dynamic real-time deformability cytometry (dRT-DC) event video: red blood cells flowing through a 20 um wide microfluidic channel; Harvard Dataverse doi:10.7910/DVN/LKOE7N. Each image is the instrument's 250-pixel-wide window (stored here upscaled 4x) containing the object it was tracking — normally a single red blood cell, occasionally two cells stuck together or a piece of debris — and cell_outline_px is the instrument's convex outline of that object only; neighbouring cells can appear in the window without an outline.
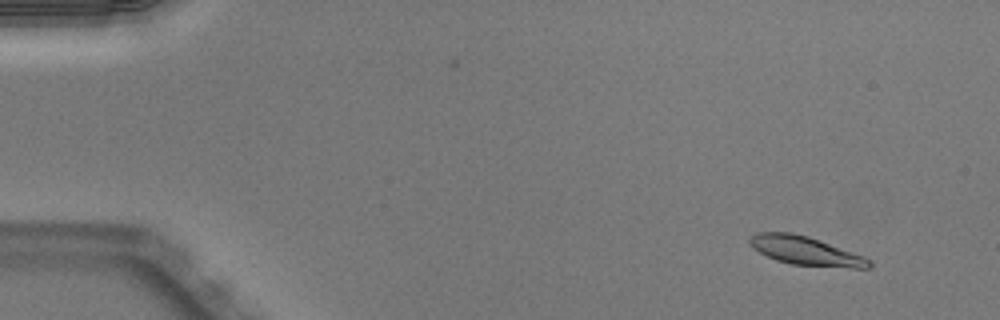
{"species": "Egyptian fruit bat (a non-hibernating species)", "species_latin": "Rousettus aegyptiacus", "temperature_condition": "warm", "stored_images_in_passage": 51, "camera_frame_rate_fps": 3000, "um_per_image_px": 0.085, "animal": {"sex": "male"}, "frame": {"image": 1, "passage_image": 4, "time_ms": 1.0, "image_size_px": [1000, 320], "cell_outline_px": [[872, 264], [868, 268], [852, 268], [792, 264], [776, 260], [752, 248], [748, 240], [756, 232], [792, 232], [808, 236], [864, 256], [872, 260]], "centroid_in_image_um": [68.48, 21.31], "position_along_channel_um": 16.5, "area_um2": 19.88}}
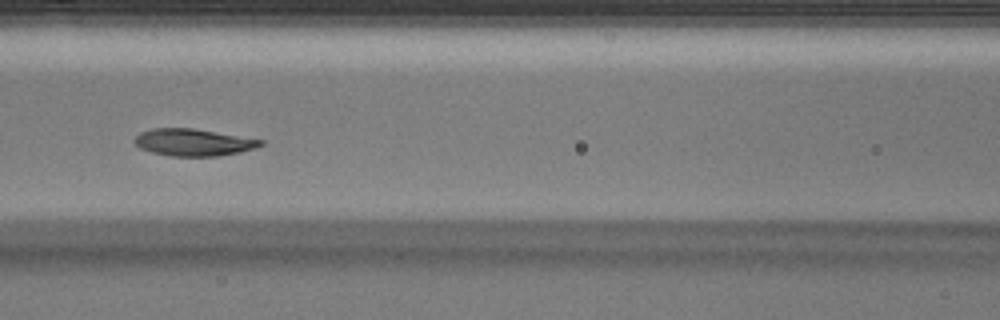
{"frame": {"image": 2, "passage_image": 23, "time_ms": 7.333, "image_size_px": [1000, 320], "cell_outline_px": [[264, 144], [256, 148], [240, 152], [216, 156], [168, 156], [152, 152], [140, 148], [132, 140], [140, 132], [152, 128], [192, 128], [264, 140]], "centroid_in_image_um": [16.42, 12.1], "position_along_channel_um": 150.2, "area_um2": 19.88}}
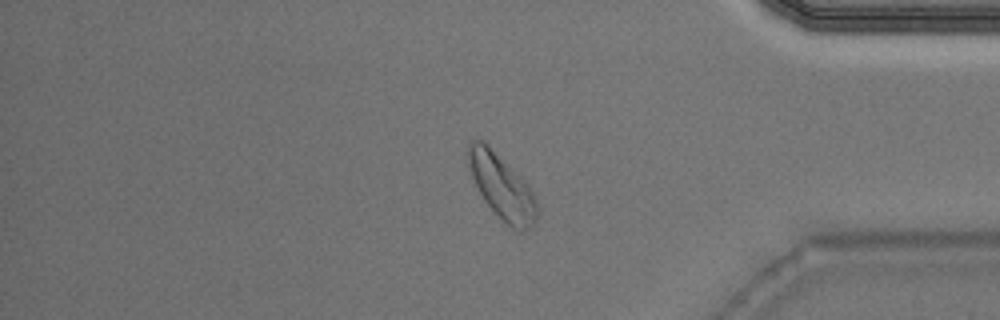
{"frame": {"image": 3, "passage_image": 43, "time_ms": 14.0, "image_size_px": [1000, 320], "cell_outline_px": [[536, 220], [524, 232], [520, 232], [512, 228], [484, 200], [468, 168], [468, 144], [472, 140], [484, 140], [524, 180], [532, 192], [536, 200]], "centroid_in_image_um": [42.64, 15.84], "position_along_channel_um": 392.6, "area_um2": 25.26}, "authors_computed_cell_mechanics": {"area_um2": 20.3456, "velocity_mm_per_s": 3.9557, "shape_relaxation_time_tau1_ms": 1.9736, "shape_relaxation_time_tau2_ms": 2.9723, "deformation_change_tau1": 0.1256, "deformation_change_tau2": 0.0625}}